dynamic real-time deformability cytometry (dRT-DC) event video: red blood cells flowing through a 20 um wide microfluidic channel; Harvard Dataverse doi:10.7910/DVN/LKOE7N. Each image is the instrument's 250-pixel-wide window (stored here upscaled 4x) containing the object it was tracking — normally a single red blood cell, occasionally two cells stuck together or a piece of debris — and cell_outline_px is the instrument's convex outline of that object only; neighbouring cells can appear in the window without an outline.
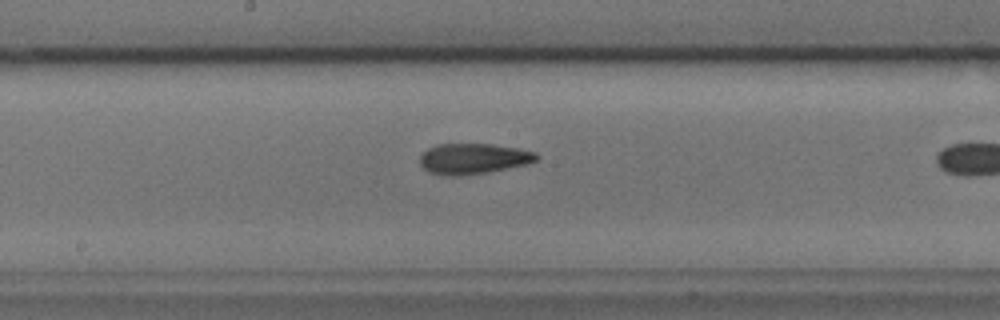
{"species": "common noctule bat (a hibernating species)", "species_latin": "Nyctalus noctula", "temperature_condition": "cold", "stored_images_in_passage": 28, "camera_frame_rate_fps": 3000, "um_per_image_px": 0.085, "animal": {"sex": "male", "body_mass_g": 17.9, "forearm_length_mm": 54.2}, "frame": {"image": 1, "passage_image": 13, "time_ms": 4.0, "image_size_px": [1000, 320], "cell_outline_px": [[540, 156], [536, 160], [528, 164], [488, 172], [456, 176], [428, 172], [420, 164], [420, 156], [428, 148], [436, 144], [492, 144], [516, 148], [536, 152]], "centroid_in_image_um": [40.24, 13.48], "position_along_channel_um": 208.0, "area_um2": 20.69}}
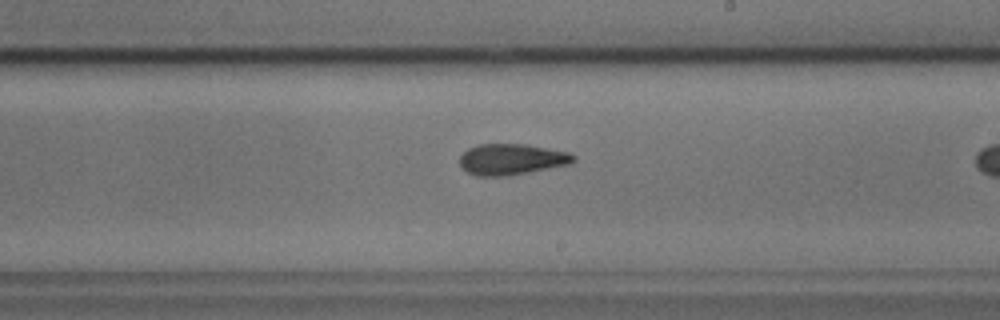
{"frame": {"image": 2, "passage_image": 16, "time_ms": 5.0, "image_size_px": [1000, 320], "cell_outline_px": [[576, 160], [568, 164], [508, 176], [476, 176], [460, 168], [460, 156], [468, 148], [476, 144], [528, 144], [568, 152], [576, 156]], "centroid_in_image_um": [43.45, 13.53], "position_along_channel_um": 245.5, "area_um2": 20.63}}